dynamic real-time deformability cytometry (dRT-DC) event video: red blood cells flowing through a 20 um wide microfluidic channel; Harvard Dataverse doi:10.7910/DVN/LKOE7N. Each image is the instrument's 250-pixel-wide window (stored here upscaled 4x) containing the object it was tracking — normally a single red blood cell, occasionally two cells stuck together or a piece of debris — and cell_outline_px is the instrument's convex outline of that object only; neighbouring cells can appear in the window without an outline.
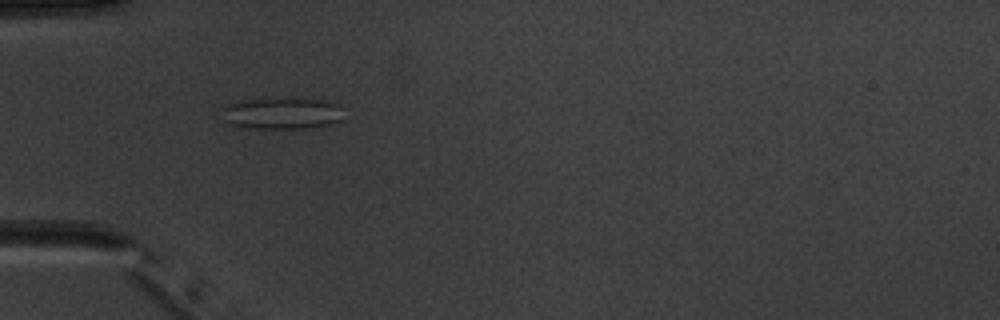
{"species": "common noctule bat (a hibernating species)", "species_latin": "Nyctalus noctula", "temperature_condition": "warm", "stored_images_in_passage": 3, "camera_frame_rate_fps": 3000, "um_per_image_px": 0.085, "animal": {"sex": "male", "body_mass_g": 20.1, "forearm_length_mm": 53.5}, "frame": {"image": 1, "passage_image": 1, "time_ms": 0.0, "image_size_px": [1000, 320], "cell_outline_px": [[340, 120], [328, 124], [304, 128], [252, 128], [232, 124], [224, 120], [216, 112], [220, 108], [244, 100], [316, 100], [336, 104], [340, 108]], "centroid_in_image_um": [23.84, 9.66], "position_along_channel_um": 61.2, "area_um2": 21.44}}
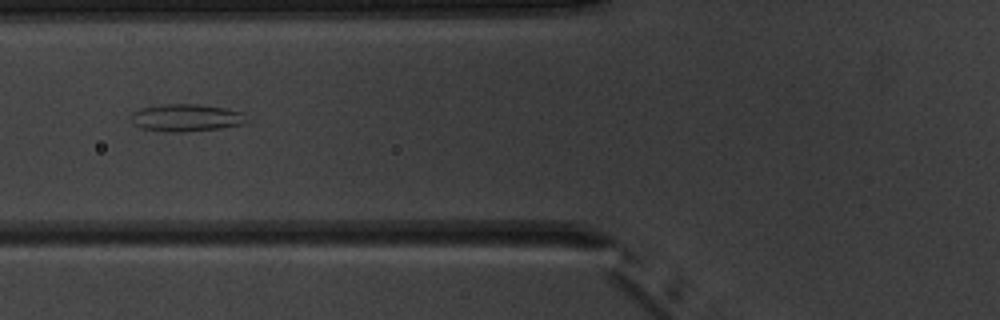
{"frame": {"image": 2, "passage_image": 2, "time_ms": 1.333, "image_size_px": [1000, 320], "cell_outline_px": [[248, 120], [244, 124], [220, 128], [184, 132], [172, 132], [140, 128], [132, 124], [132, 112], [140, 108], [164, 104], [200, 104], [224, 108], [244, 112]], "centroid_in_image_um": [15.84, 10.01], "position_along_channel_um": 110.0, "area_um2": 18.55}}